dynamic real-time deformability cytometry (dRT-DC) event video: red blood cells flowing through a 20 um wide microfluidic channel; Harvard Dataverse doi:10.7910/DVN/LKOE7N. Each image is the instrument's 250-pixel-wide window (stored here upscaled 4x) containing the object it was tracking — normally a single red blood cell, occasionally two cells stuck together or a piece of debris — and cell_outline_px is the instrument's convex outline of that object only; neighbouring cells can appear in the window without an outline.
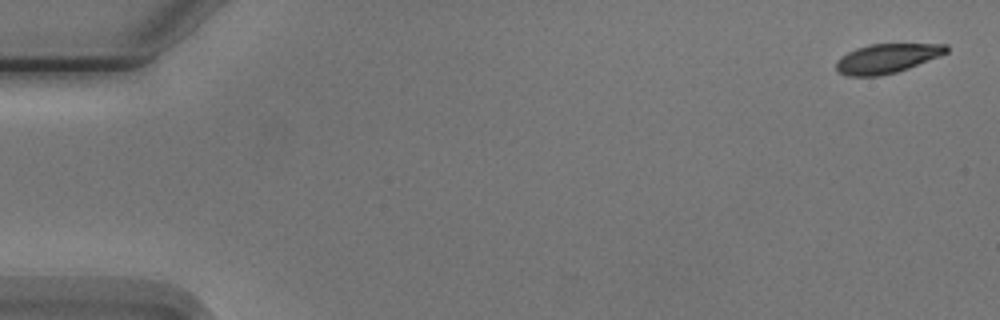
{"species": "Egyptian fruit bat (a non-hibernating species)", "species_latin": "Rousettus aegyptiacus", "temperature_condition": "cold", "stored_images_in_passage": 7, "camera_frame_rate_fps": 3000, "um_per_image_px": 0.085, "animal": {"sex": "male"}, "frame": {"image": 1, "passage_image": 1, "time_ms": 0.0, "image_size_px": [1000, 320], "cell_outline_px": [[948, 52], [940, 56], [908, 68], [896, 72], [880, 76], [848, 76], [840, 72], [836, 68], [836, 60], [840, 56], [856, 48], [868, 44], [948, 44]], "centroid_in_image_um": [75.38, 4.96], "position_along_channel_um": 9.6, "area_um2": 18.84}}
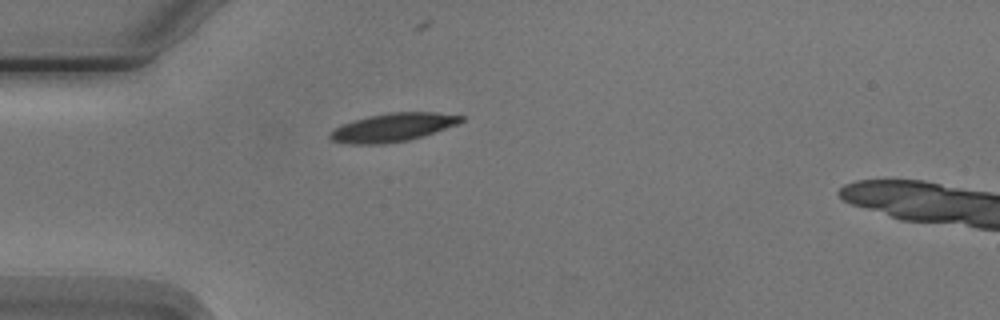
{"frame": {"image": 2, "passage_image": 5, "time_ms": 4.667, "image_size_px": [1000, 320], "cell_outline_px": [[464, 120], [456, 124], [408, 140], [384, 144], [348, 144], [332, 140], [328, 136], [340, 124], [368, 116], [388, 112], [436, 112], [464, 116]], "centroid_in_image_um": [33.35, 10.82], "position_along_channel_um": 51.6, "area_um2": 21.39}}